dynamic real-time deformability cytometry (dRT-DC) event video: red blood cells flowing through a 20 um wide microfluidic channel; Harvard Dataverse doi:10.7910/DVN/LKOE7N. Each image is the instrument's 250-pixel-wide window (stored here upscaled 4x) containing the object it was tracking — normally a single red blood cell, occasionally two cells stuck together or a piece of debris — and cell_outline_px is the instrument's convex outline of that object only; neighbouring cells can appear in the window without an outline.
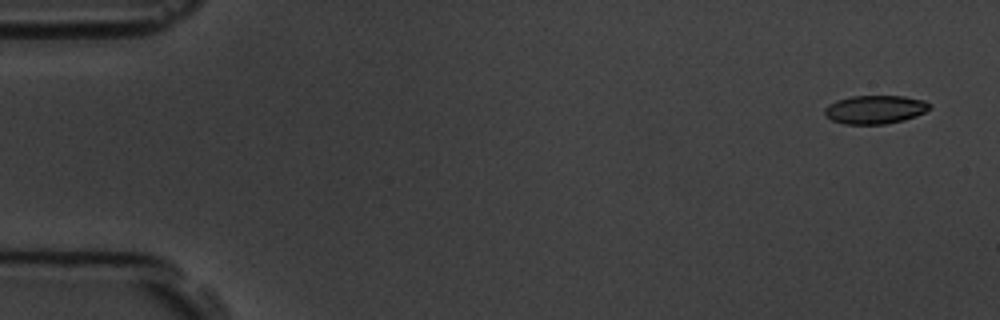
{"species": "common noctule bat (a hibernating species)", "species_latin": "Nyctalus noctula", "temperature_condition": "room temperature", "stored_images_in_passage": 4, "camera_frame_rate_fps": 3000, "um_per_image_px": 0.085, "animal": {"sex": "male", "body_mass_g": 19.5, "forearm_length_mm": 54.6}, "frame": {"image": 1, "passage_image": 1, "time_ms": 0.0, "image_size_px": [1000, 320], "cell_outline_px": [[932, 108], [916, 116], [904, 120], [884, 124], [844, 124], [832, 120], [824, 116], [824, 108], [828, 104], [836, 100], [852, 96], [904, 96], [924, 100], [932, 104]], "centroid_in_image_um": [74.38, 9.3], "position_along_channel_um": 10.6, "area_um2": 17.63}}
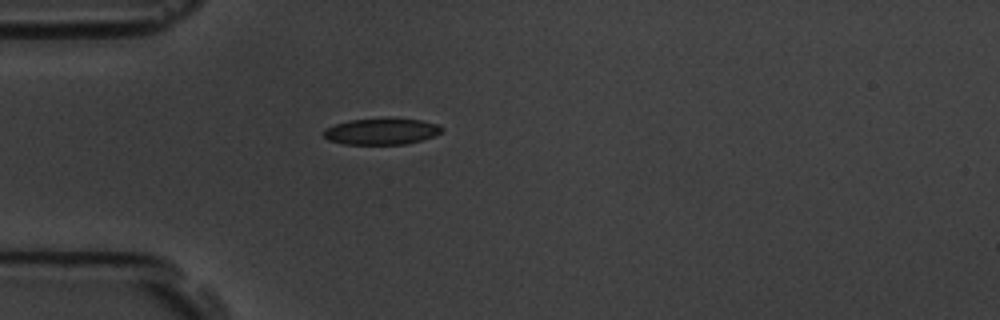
{"frame": {"image": 2, "passage_image": 4, "time_ms": 4.333, "image_size_px": [1000, 320], "cell_outline_px": [[444, 128], [440, 132], [432, 136], [420, 140], [404, 144], [344, 144], [328, 140], [324, 136], [324, 128], [336, 124], [352, 120], [420, 120], [440, 124]], "centroid_in_image_um": [32.41, 11.19], "position_along_channel_um": 52.6, "area_um2": 17.46}}